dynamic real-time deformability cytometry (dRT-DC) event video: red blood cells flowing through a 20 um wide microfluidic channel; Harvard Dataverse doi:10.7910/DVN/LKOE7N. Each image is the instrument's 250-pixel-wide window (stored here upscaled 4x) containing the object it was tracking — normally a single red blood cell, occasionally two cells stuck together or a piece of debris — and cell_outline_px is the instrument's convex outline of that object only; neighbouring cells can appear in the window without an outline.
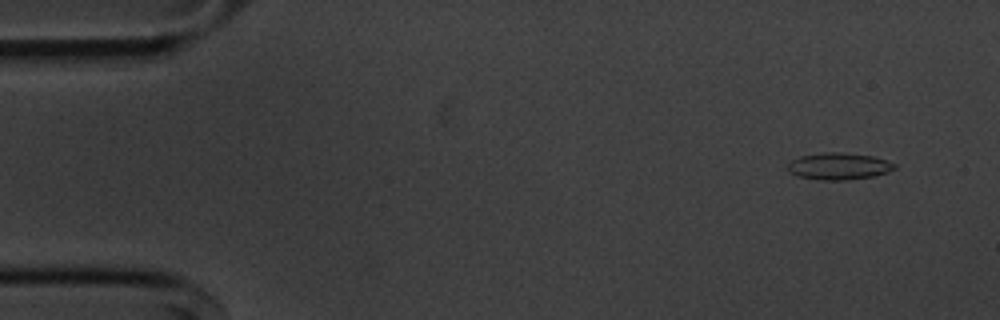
{"species": "common noctule bat (a hibernating species)", "species_latin": "Nyctalus noctula", "temperature_condition": "cold", "stored_images_in_passage": 53, "segment_of_instrument_passage": [1, 2], "camera_frame_rate_fps": 3000, "um_per_image_px": 0.085, "animal": {"sex": "male", "body_mass_g": 20.1, "forearm_length_mm": 53.5}, "frame": {"image": 1, "passage_image": 1, "time_ms": 0.0, "image_size_px": [1000, 320], "cell_outline_px": [[896, 168], [888, 172], [872, 176], [844, 180], [824, 180], [796, 176], [788, 168], [788, 164], [792, 160], [800, 156], [824, 152], [844, 152], [876, 156], [896, 164]], "centroid_in_image_um": [71.33, 14.11], "position_along_channel_um": 13.7, "area_um2": 16.7}}
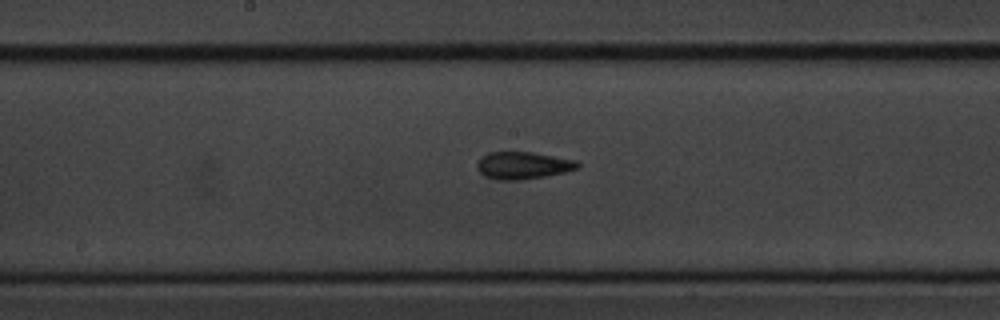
{"frame": {"image": 2, "passage_image": 25, "time_ms": 8.0, "image_size_px": [1000, 320], "cell_outline_px": [[580, 164], [576, 168], [564, 172], [544, 176], [516, 180], [496, 180], [484, 176], [476, 168], [476, 164], [480, 156], [488, 152], [532, 152], [576, 160]], "centroid_in_image_um": [44.38, 14.05], "position_along_channel_um": 203.8, "area_um2": 15.95}}
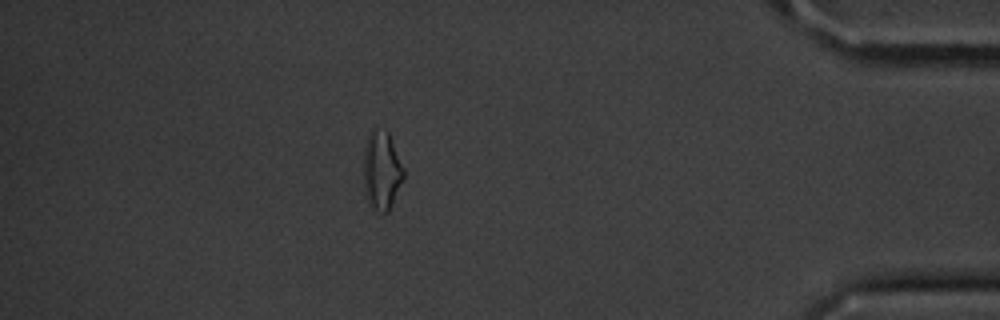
{"frame": {"image": 3, "passage_image": 45, "time_ms": 14.667, "image_size_px": [1000, 320], "cell_outline_px": [[404, 180], [388, 212], [384, 212], [372, 208], [368, 204], [364, 188], [364, 148], [368, 136], [372, 128], [388, 132], [404, 168]], "centroid_in_image_um": [32.45, 14.51], "position_along_channel_um": 402.8, "area_um2": 18.32}}